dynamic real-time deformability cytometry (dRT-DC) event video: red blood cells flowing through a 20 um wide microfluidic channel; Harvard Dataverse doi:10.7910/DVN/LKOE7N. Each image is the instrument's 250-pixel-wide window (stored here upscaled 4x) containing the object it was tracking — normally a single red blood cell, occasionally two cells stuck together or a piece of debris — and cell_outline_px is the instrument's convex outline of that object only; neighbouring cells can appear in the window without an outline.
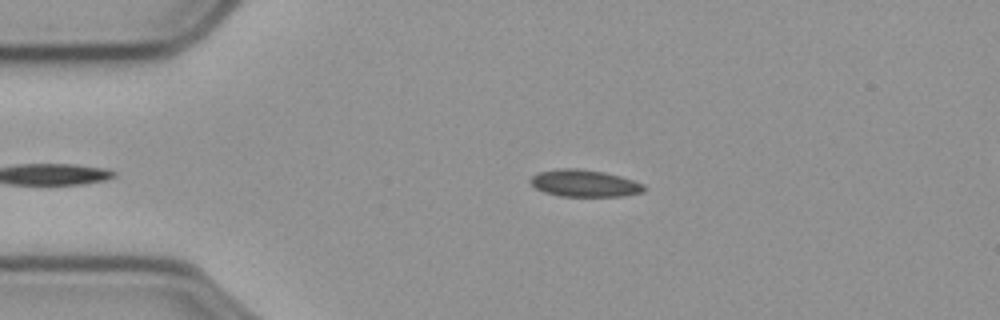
{"species": "common noctule bat (a hibernating species)", "species_latin": "Nyctalus noctula", "temperature_condition": "cold", "stored_images_in_passage": 41, "camera_frame_rate_fps": 3000, "um_per_image_px": 0.085, "animal": {"sex": "male", "body_mass_g": 23.1, "forearm_length_mm": 52.7}, "frame": {"image": 1, "passage_image": 2, "time_ms": 0.333, "image_size_px": [1000, 320], "cell_outline_px": [[644, 192], [624, 196], [564, 196], [544, 192], [536, 188], [528, 180], [532, 176], [540, 172], [560, 168], [580, 168], [604, 172], [620, 176], [644, 184]], "centroid_in_image_um": [49.68, 15.57], "position_along_channel_um": 35.3, "area_um2": 17.8}}
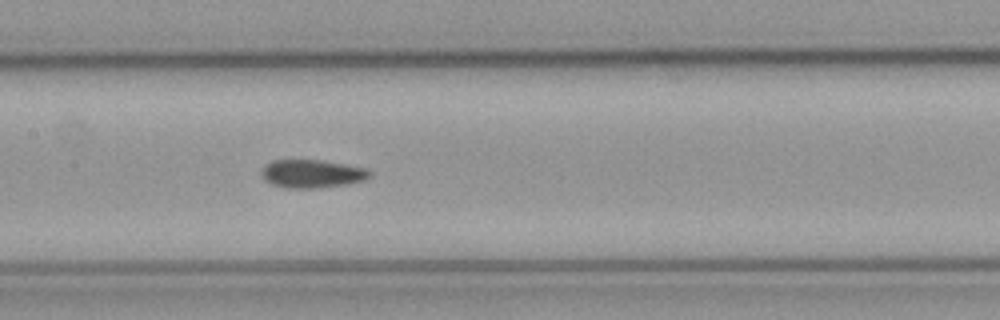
{"frame": {"image": 2, "passage_image": 17, "time_ms": 5.333, "image_size_px": [1000, 320], "cell_outline_px": [[372, 176], [364, 180], [348, 184], [320, 188], [288, 188], [272, 184], [264, 180], [260, 172], [272, 160], [320, 160], [368, 168], [372, 172]], "centroid_in_image_um": [26.57, 14.77], "position_along_channel_um": 180.8, "area_um2": 17.86}}
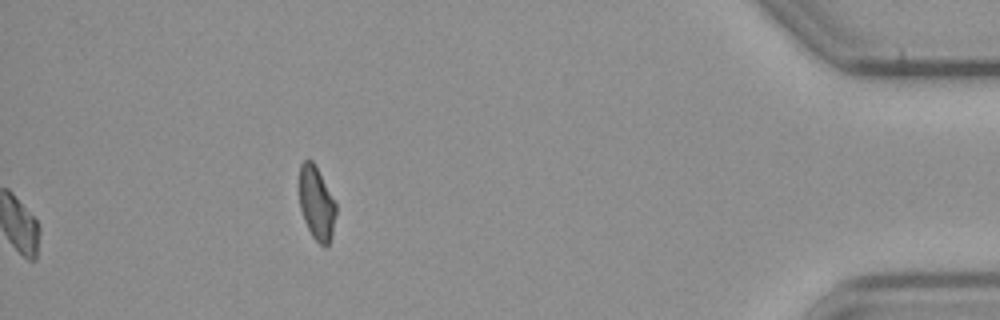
{"frame": {"image": 3, "passage_image": 41, "time_ms": 13.333, "image_size_px": [1000, 320], "cell_outline_px": [[336, 212], [332, 232], [328, 244], [324, 248], [312, 236], [304, 220], [300, 208], [300, 164], [308, 156], [316, 164], [336, 204]], "centroid_in_image_um": [26.9, 17.22], "position_along_channel_um": 408.3, "area_um2": 15.66}, "authors_computed_cell_mechanics": {"area_um2": 17.2822, "velocity_mm_per_s": 3.5907, "shape_relaxation_time_tau1_ms": null, "shape_relaxation_time_tau2_ms": 2.5515, "deformation_change_tau1": null, "deformation_change_tau2": 0.0794}}